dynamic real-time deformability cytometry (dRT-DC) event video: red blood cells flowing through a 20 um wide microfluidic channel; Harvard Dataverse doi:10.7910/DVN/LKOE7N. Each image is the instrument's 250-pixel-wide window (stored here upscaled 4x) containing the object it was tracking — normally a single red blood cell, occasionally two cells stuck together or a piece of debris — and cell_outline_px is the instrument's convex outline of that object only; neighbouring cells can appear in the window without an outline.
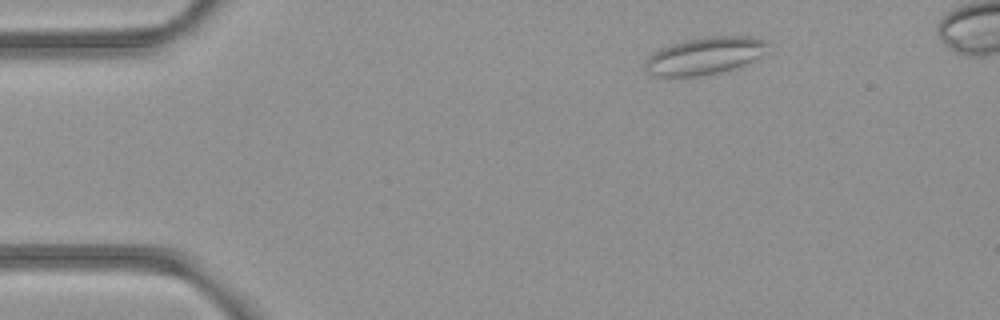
{"species": "common noctule bat (a hibernating species)", "species_latin": "Nyctalus noctula", "temperature_condition": "room temperature", "stored_images_in_passage": 4, "camera_frame_rate_fps": 3000, "um_per_image_px": 0.085, "animal": {"sex": "female", "body_mass_g": 21.9}, "frame": {"image": 1, "passage_image": 2, "time_ms": 0.333, "image_size_px": [1000, 320], "cell_outline_px": [[768, 52], [736, 68], [720, 72], [700, 76], [656, 76], [648, 72], [644, 68], [644, 64], [648, 56], [652, 52], [660, 48], [684, 40], [712, 36], [760, 36], [768, 40]], "centroid_in_image_um": [59.94, 4.73], "position_along_channel_um": 25.1, "area_um2": 26.93}}